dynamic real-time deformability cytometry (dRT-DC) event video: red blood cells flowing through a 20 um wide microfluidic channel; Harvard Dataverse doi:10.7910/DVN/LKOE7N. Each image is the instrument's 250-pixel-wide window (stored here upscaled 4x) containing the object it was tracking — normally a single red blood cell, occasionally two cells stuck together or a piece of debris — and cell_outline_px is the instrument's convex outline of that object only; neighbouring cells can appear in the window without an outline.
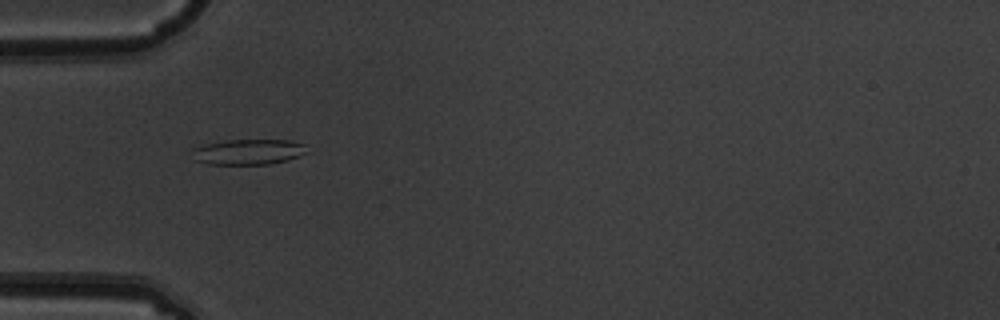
{"species": "common noctule bat (a hibernating species)", "species_latin": "Nyctalus noctula", "temperature_condition": "warm", "stored_images_in_passage": 5, "camera_frame_rate_fps": 3000, "um_per_image_px": 0.085, "animal": {"sex": "male", "body_mass_g": 19.5, "forearm_length_mm": 54.6}, "frame": {"image": 1, "passage_image": 2, "time_ms": 0.333, "image_size_px": [1000, 320], "cell_outline_px": [[308, 152], [300, 156], [288, 160], [268, 164], [208, 164], [192, 160], [192, 148], [224, 140], [288, 140], [304, 144]], "centroid_in_image_um": [21.09, 12.91], "position_along_channel_um": 63.9, "area_um2": 17.11}}
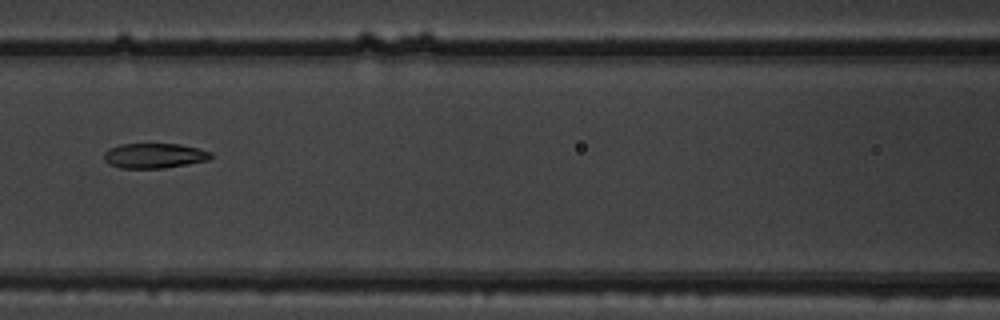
{"frame": {"image": 2, "passage_image": 4, "time_ms": 1.0, "image_size_px": [1000, 320], "cell_outline_px": [[212, 156], [208, 160], [188, 164], [164, 168], [120, 168], [108, 164], [104, 160], [104, 152], [108, 148], [120, 144], [180, 144], [212, 152]], "centroid_in_image_um": [13.08, 13.23], "position_along_channel_um": 153.5, "area_um2": 15.61}}
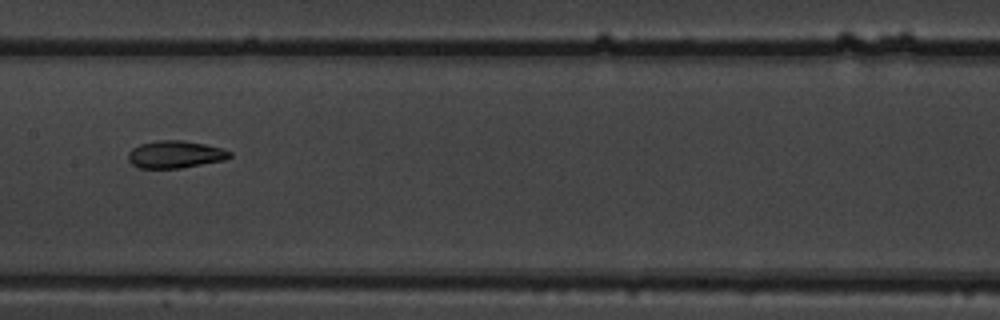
{"frame": {"image": 3, "passage_image": 5, "time_ms": 1.333, "image_size_px": [1000, 320], "cell_outline_px": [[232, 156], [224, 160], [180, 168], [140, 168], [132, 164], [128, 160], [128, 152], [132, 148], [140, 144], [156, 140], [184, 140], [204, 144], [220, 148], [232, 152]], "centroid_in_image_um": [14.87, 13.12], "position_along_channel_um": 192.5, "area_um2": 16.18}}